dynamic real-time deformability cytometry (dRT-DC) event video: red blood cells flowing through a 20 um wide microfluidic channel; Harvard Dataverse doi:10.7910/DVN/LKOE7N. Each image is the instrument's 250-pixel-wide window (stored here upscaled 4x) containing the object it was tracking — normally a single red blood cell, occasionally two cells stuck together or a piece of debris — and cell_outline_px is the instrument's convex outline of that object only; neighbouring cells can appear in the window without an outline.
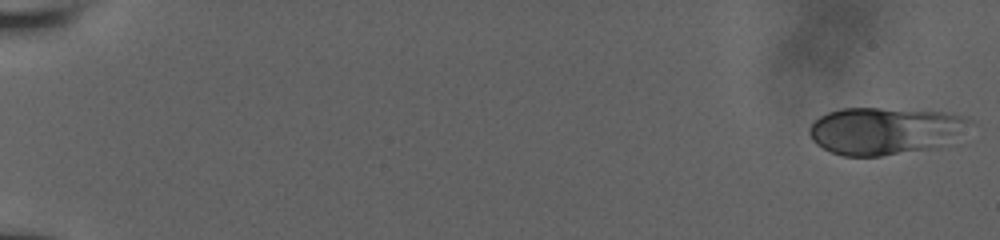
{"species": "human", "species_latin": "Homo sapiens", "temperature_condition": "room temperature", "stored_images_in_passage": 55, "camera_frame_rate_fps": 3000, "um_per_image_px": 0.085, "donor": {"sex": "male"}, "frame": {"image": 1, "passage_image": 1, "time_ms": 0.0, "image_size_px": [1000, 240], "cell_outline_px": [[972, 120], [936, 148], [880, 156], [844, 156], [832, 152], [816, 144], [812, 140], [808, 132], [808, 128], [820, 116], [828, 112], [840, 108], [880, 108], [944, 112], [964, 116]], "centroid_in_image_um": [75.08, 11.11], "position_along_channel_um": 9.9, "area_um2": 43.35}}
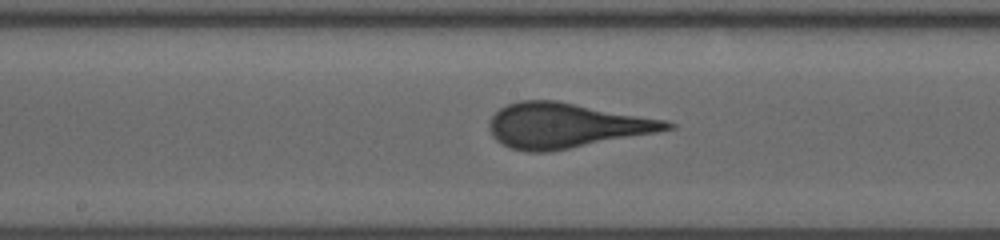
{"frame": {"image": 2, "passage_image": 31, "time_ms": 10.0, "image_size_px": [1000, 240], "cell_outline_px": [[676, 128], [656, 132], [548, 152], [528, 152], [508, 148], [496, 140], [492, 136], [488, 128], [488, 120], [500, 108], [508, 104], [520, 100], [556, 100], [668, 120], [676, 124]], "centroid_in_image_um": [48.08, 10.66], "position_along_channel_um": 200.1, "area_um2": 46.59}}
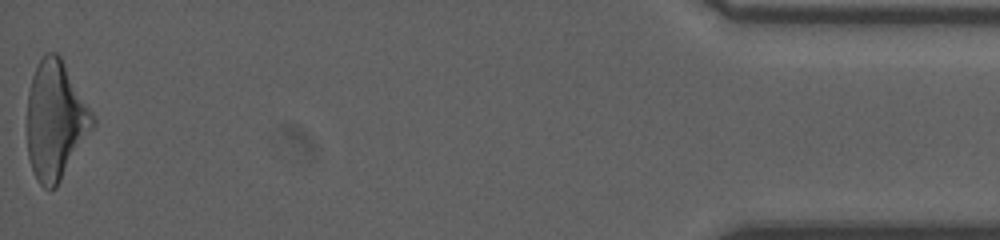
{"frame": {"image": 3, "passage_image": 55, "time_ms": 18.0, "image_size_px": [1000, 240], "cell_outline_px": [[96, 124], [56, 188], [44, 188], [40, 184], [32, 168], [28, 156], [28, 92], [32, 76], [36, 64], [48, 52], [56, 52], [60, 56], [92, 112], [96, 120]], "centroid_in_image_um": [4.72, 10.23], "position_along_channel_um": 430.5, "area_um2": 44.8}}